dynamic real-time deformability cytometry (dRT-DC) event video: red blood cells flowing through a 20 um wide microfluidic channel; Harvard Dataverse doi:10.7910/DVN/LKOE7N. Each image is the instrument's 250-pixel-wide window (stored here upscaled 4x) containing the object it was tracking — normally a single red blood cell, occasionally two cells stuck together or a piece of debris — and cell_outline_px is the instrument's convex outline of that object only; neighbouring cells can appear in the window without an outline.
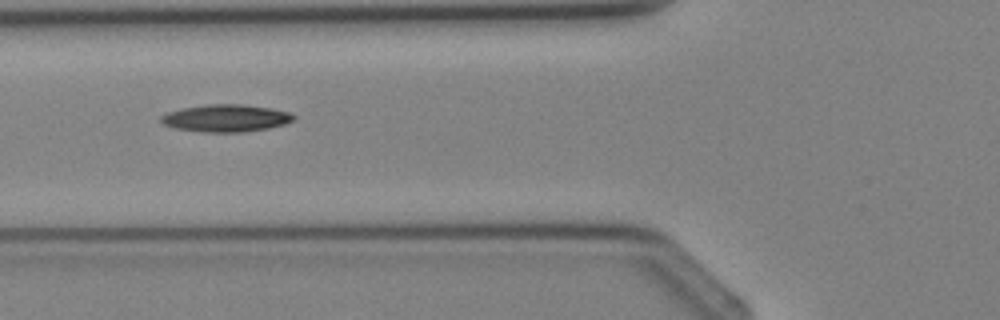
{"species": "Egyptian fruit bat (a non-hibernating species)", "species_latin": "Rousettus aegyptiacus", "temperature_condition": "cold", "stored_images_in_passage": 4, "camera_frame_rate_fps": 3000, "um_per_image_px": 0.085, "animal": {"sex": "female"}, "frame": {"image": 1, "passage_image": 4, "time_ms": 4.333, "image_size_px": [1000, 320], "cell_outline_px": [[296, 120], [284, 124], [268, 128], [244, 132], [204, 132], [176, 128], [164, 124], [160, 120], [160, 116], [168, 112], [184, 108], [208, 104], [244, 104], [268, 108], [288, 112], [296, 116]], "centroid_in_image_um": [19.22, 10.04], "position_along_channel_um": 106.6, "area_um2": 20.98}}